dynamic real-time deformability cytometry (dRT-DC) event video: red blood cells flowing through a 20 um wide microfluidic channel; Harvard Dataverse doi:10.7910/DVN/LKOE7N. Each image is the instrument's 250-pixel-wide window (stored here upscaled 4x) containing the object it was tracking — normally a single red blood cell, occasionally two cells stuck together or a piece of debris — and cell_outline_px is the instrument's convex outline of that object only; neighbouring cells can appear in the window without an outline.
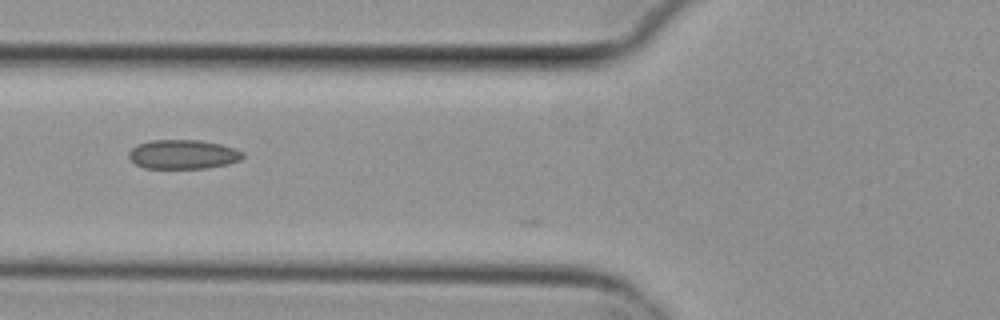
{"species": "common noctule bat (a hibernating species)", "species_latin": "Nyctalus noctula", "temperature_condition": "cold", "stored_images_in_passage": 36, "camera_frame_rate_fps": 3000, "um_per_image_px": 0.085, "animal": {"sex": "female", "body_mass_g": 29.2, "forearm_length_mm": 56.3}, "frame": {"image": 1, "passage_image": 7, "time_ms": 2.0, "image_size_px": [1000, 320], "cell_outline_px": [[244, 156], [240, 160], [228, 164], [208, 168], [144, 168], [136, 164], [128, 156], [128, 152], [136, 144], [152, 140], [200, 140], [220, 144], [236, 148], [244, 152]], "centroid_in_image_um": [15.57, 13.12], "position_along_channel_um": 110.2, "area_um2": 19.54}}
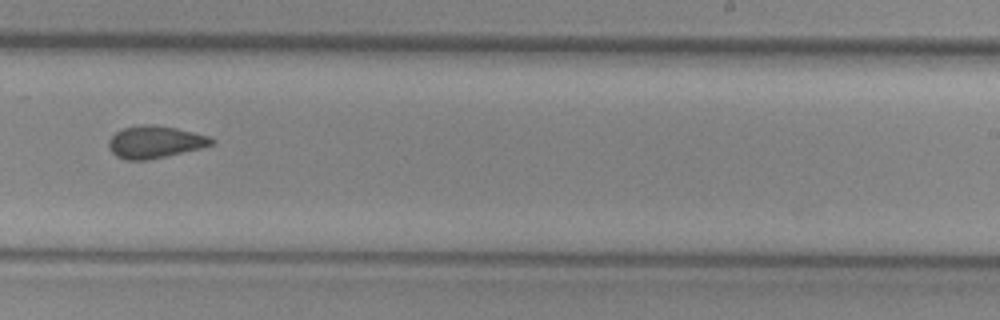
{"frame": {"image": 2, "passage_image": 20, "time_ms": 6.333, "image_size_px": [1000, 320], "cell_outline_px": [[216, 144], [200, 148], [148, 160], [124, 160], [116, 156], [108, 148], [108, 140], [116, 132], [124, 128], [140, 124], [152, 124], [176, 128], [208, 136], [216, 140]], "centroid_in_image_um": [13.16, 12.07], "position_along_channel_um": 275.8, "area_um2": 19.36}}
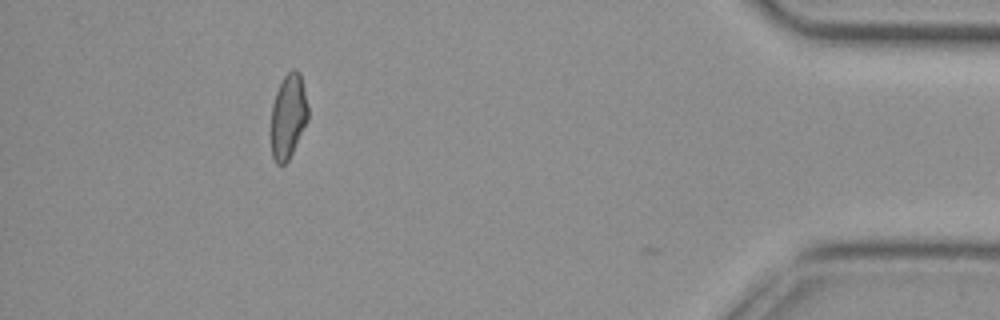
{"frame": {"image": 3, "passage_image": 35, "time_ms": 11.333, "image_size_px": [1000, 320], "cell_outline_px": [[308, 120], [288, 160], [284, 164], [276, 164], [272, 156], [272, 104], [276, 92], [284, 76], [292, 68], [296, 68], [300, 72], [308, 108]], "centroid_in_image_um": [24.51, 9.85], "position_along_channel_um": 410.7, "area_um2": 17.98}, "authors_computed_cell_mechanics": {"area_um2": 18.9873, "velocity_mm_per_s": 3.8164, "shape_relaxation_time_tau1_ms": null, "shape_relaxation_time_tau2_ms": 2.0493, "deformation_change_tau1": null, "deformation_change_tau2": 0.0611}}